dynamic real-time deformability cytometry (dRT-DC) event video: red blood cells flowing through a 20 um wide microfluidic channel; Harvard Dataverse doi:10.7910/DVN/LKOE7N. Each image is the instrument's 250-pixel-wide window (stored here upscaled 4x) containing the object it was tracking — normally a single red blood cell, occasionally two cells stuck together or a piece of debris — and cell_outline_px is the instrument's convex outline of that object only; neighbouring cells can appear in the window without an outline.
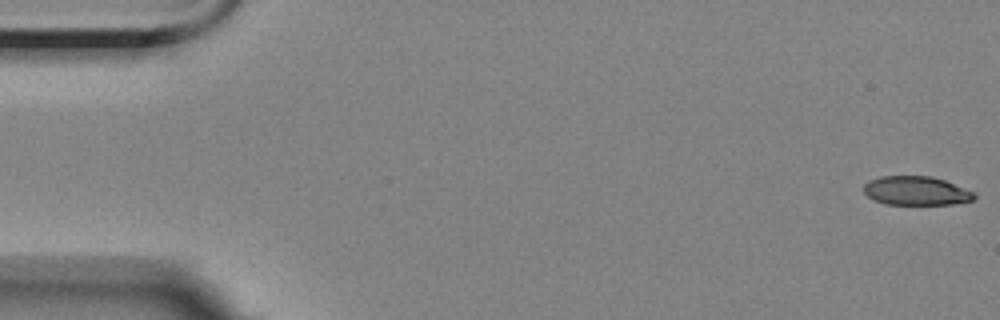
{"species": "Egyptian fruit bat (a non-hibernating species)", "species_latin": "Rousettus aegyptiacus", "temperature_condition": "room temperature", "stored_images_in_passage": 6, "camera_frame_rate_fps": 3000, "um_per_image_px": 0.085, "animal": {"sex": "female"}, "frame": {"image": 1, "passage_image": 1, "time_ms": 0.0, "image_size_px": [1000, 320], "cell_outline_px": [[976, 196], [972, 200], [952, 204], [884, 204], [872, 200], [864, 192], [864, 184], [868, 180], [880, 176], [932, 176], [944, 180], [976, 192]], "centroid_in_image_um": [77.85, 16.21], "position_along_channel_um": 7.1, "area_um2": 18.73}}
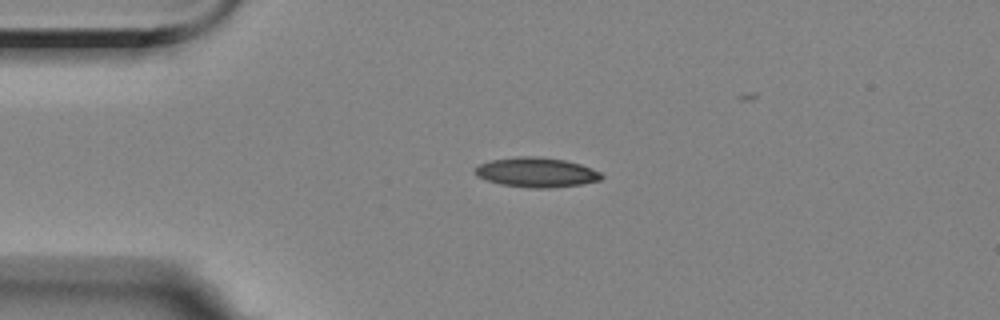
{"frame": {"image": 2, "passage_image": 4, "time_ms": 4.0, "image_size_px": [1000, 320], "cell_outline_px": [[604, 176], [600, 180], [580, 184], [552, 188], [528, 188], [500, 184], [476, 176], [472, 172], [480, 164], [492, 160], [516, 156], [536, 156], [564, 160], [580, 164], [592, 168], [600, 172]], "centroid_in_image_um": [45.58, 14.65], "position_along_channel_um": 39.4, "area_um2": 21.91}}
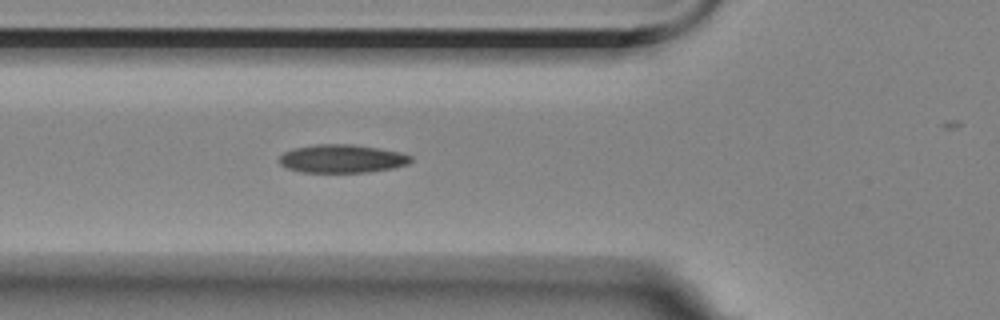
{"frame": {"image": 3, "passage_image": 6, "time_ms": 6.333, "image_size_px": [1000, 320], "cell_outline_px": [[412, 160], [408, 164], [392, 168], [368, 172], [300, 172], [288, 168], [280, 164], [276, 160], [284, 152], [292, 148], [316, 144], [352, 144], [380, 148], [400, 152], [412, 156]], "centroid_in_image_um": [29.05, 13.48], "position_along_channel_um": 96.8, "area_um2": 21.85}}